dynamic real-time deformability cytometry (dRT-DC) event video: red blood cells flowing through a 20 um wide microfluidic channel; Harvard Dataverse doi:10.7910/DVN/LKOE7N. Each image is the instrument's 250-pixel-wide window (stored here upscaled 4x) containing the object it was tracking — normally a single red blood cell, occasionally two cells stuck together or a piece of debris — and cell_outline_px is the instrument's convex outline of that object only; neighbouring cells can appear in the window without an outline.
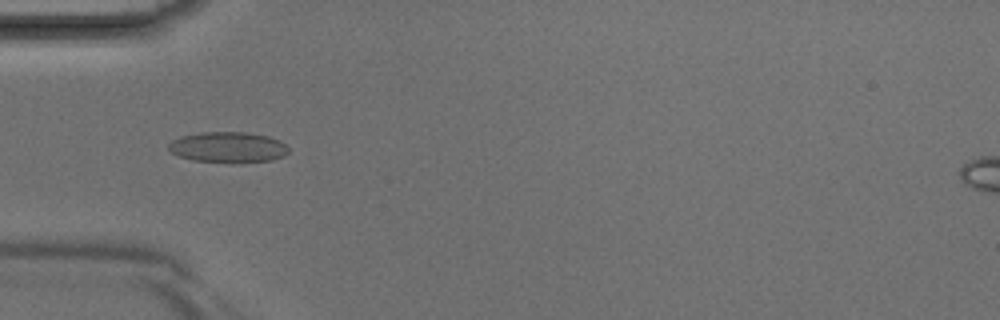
{"species": "Egyptian fruit bat (a non-hibernating species)", "species_latin": "Rousettus aegyptiacus", "temperature_condition": "room temperature", "stored_images_in_passage": 3, "camera_frame_rate_fps": 3000, "um_per_image_px": 0.085, "animal": {"sex": "male"}, "frame": {"image": 1, "passage_image": 2, "time_ms": 0.333, "image_size_px": [1000, 320], "cell_outline_px": [[288, 152], [284, 156], [272, 160], [192, 160], [180, 156], [172, 152], [168, 148], [168, 144], [172, 140], [180, 136], [200, 132], [244, 132], [268, 136], [280, 140], [288, 148]], "centroid_in_image_um": [19.36, 12.46], "position_along_channel_um": 65.6, "area_um2": 20.63}}